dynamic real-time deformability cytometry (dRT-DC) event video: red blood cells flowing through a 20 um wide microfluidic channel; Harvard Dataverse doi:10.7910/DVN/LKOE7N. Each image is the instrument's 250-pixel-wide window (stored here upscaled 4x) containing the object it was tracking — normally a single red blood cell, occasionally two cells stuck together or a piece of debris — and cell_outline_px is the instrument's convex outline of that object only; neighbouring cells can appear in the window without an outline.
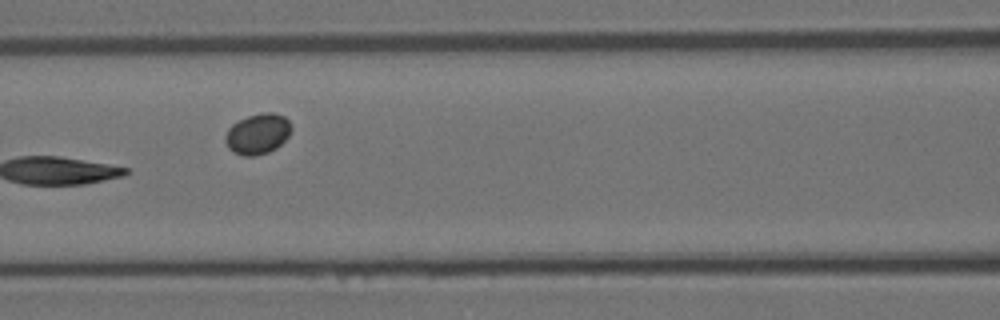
{"species": "Egyptian fruit bat (a non-hibernating species)", "species_latin": "Rousettus aegyptiacus", "temperature_condition": "room temperature", "stored_images_in_passage": 8, "camera_frame_rate_fps": 3000, "um_per_image_px": 0.085, "animal": {"sex": "female"}, "frame": {"image": 1, "passage_image": 8, "time_ms": 2.333, "image_size_px": [1000, 320], "cell_outline_px": [[292, 128], [288, 136], [276, 148], [268, 152], [252, 156], [244, 156], [232, 152], [228, 148], [224, 140], [224, 136], [228, 128], [232, 124], [248, 116], [264, 112], [272, 112], [284, 116], [292, 124]], "centroid_in_image_um": [21.89, 11.38], "position_along_channel_um": 144.7, "area_um2": 15.66}}